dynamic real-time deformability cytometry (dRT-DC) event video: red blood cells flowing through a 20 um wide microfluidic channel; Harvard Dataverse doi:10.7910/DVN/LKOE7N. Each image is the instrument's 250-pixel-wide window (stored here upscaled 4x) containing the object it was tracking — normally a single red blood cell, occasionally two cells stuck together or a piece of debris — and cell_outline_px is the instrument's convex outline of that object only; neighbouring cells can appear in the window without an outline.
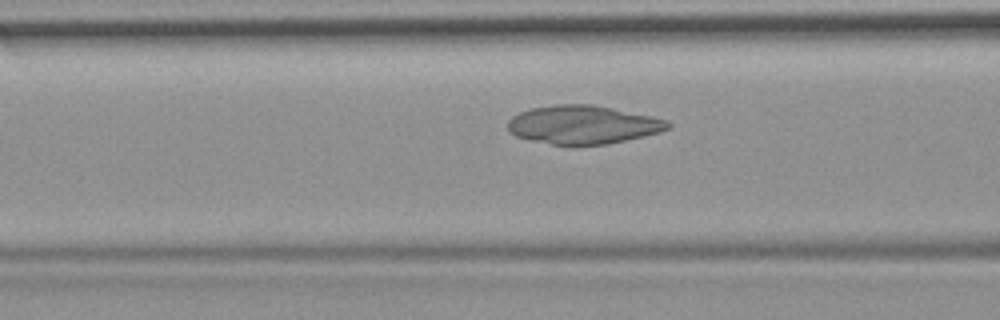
{"species": "common noctule bat (a hibernating species)", "species_latin": "Nyctalus noctula", "temperature_condition": "room temperature", "stored_images_in_passage": 53, "camera_frame_rate_fps": 3000, "um_per_image_px": 0.085, "animal": {"sex": "female", "body_mass_g": 19.9}, "frame": {"image": 1, "passage_image": 19, "time_ms": 6.0, "image_size_px": [1000, 320], "cell_outline_px": [[672, 124], [668, 128], [660, 132], [608, 144], [552, 144], [528, 140], [516, 136], [508, 132], [508, 120], [512, 116], [520, 112], [532, 108], [556, 104], [592, 104], [652, 116], [668, 120]], "centroid_in_image_um": [49.53, 10.59], "position_along_channel_um": 117.1, "area_um2": 35.78}}
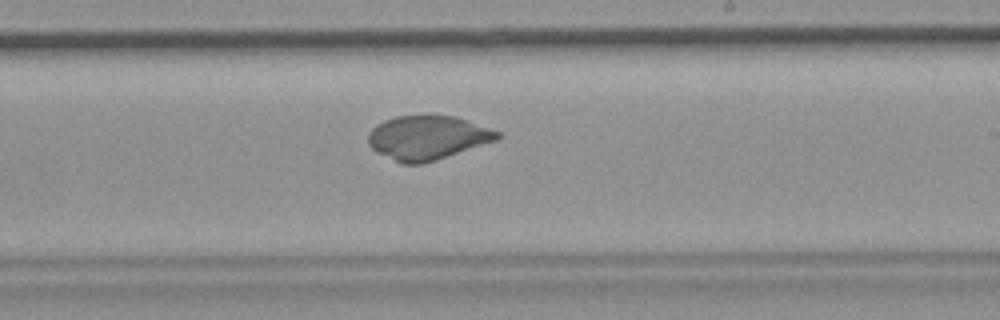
{"frame": {"image": 2, "passage_image": 30, "time_ms": 9.667, "image_size_px": [1000, 320], "cell_outline_px": [[504, 136], [500, 140], [436, 160], [420, 164], [400, 164], [376, 152], [368, 144], [368, 132], [376, 124], [384, 120], [396, 116], [456, 116], [468, 120], [500, 132]], "centroid_in_image_um": [36.36, 11.71], "position_along_channel_um": 252.6, "area_um2": 33.52}}
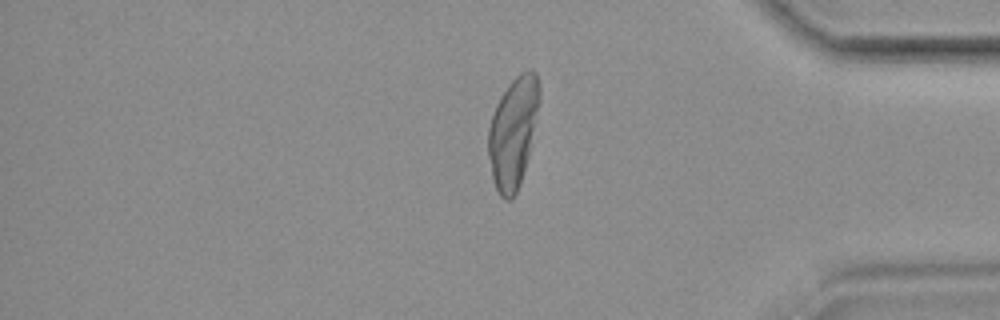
{"frame": {"image": 3, "passage_image": 43, "time_ms": 14.0, "image_size_px": [1000, 320], "cell_outline_px": [[540, 100], [528, 156], [520, 184], [512, 200], [504, 200], [500, 196], [496, 188], [492, 176], [488, 156], [488, 128], [496, 104], [500, 96], [508, 84], [520, 72], [528, 68], [532, 68], [536, 72], [540, 88]], "centroid_in_image_um": [43.61, 11.21], "position_along_channel_um": 391.6, "area_um2": 33.0}}